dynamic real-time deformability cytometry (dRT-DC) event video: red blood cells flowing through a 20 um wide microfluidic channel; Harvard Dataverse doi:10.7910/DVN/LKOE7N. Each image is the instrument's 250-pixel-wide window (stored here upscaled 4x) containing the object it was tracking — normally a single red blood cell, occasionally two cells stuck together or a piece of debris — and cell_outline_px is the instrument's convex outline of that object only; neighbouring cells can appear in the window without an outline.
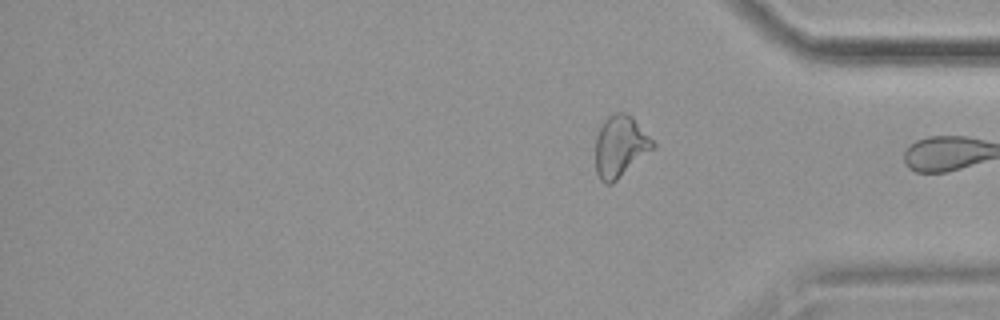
{"species": "common noctule bat (a hibernating species)", "species_latin": "Nyctalus noctula", "temperature_condition": "cold", "stored_images_in_passage": 15, "segment_of_instrument_passage": [2, 2], "camera_frame_rate_fps": 3000, "um_per_image_px": 0.085, "animal": {"sex": "female", "body_mass_g": 19.9}, "frame": {"image": 1, "passage_image": 15, "time_ms": 18.0, "image_size_px": [1000, 320], "cell_outline_px": [[656, 148], [612, 184], [604, 184], [600, 180], [596, 172], [596, 136], [604, 120], [608, 116], [616, 112], [624, 112], [632, 116], [656, 144]], "centroid_in_image_um": [52.73, 12.46], "position_along_channel_um": 382.5, "area_um2": 20.75}}